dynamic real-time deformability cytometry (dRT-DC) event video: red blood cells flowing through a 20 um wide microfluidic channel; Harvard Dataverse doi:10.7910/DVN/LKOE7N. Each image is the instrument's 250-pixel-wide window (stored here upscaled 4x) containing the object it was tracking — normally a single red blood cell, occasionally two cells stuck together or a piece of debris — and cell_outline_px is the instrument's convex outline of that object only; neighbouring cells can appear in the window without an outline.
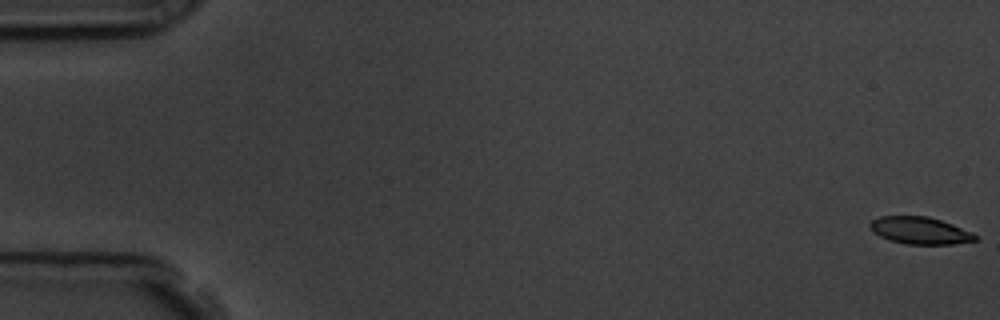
{"species": "common noctule bat (a hibernating species)", "species_latin": "Nyctalus noctula", "temperature_condition": "room temperature", "stored_images_in_passage": 58, "camera_frame_rate_fps": 3000, "um_per_image_px": 0.085, "animal": {"sex": "male", "body_mass_g": 19.5, "forearm_length_mm": 54.6}, "frame": {"image": 1, "passage_image": 1, "time_ms": 0.0, "image_size_px": [1000, 320], "cell_outline_px": [[980, 236], [976, 240], [952, 244], [904, 244], [888, 240], [872, 232], [868, 224], [872, 220], [880, 216], [928, 216], [952, 224], [972, 232]], "centroid_in_image_um": [78.18, 19.6], "position_along_channel_um": 6.8, "area_um2": 16.76}}
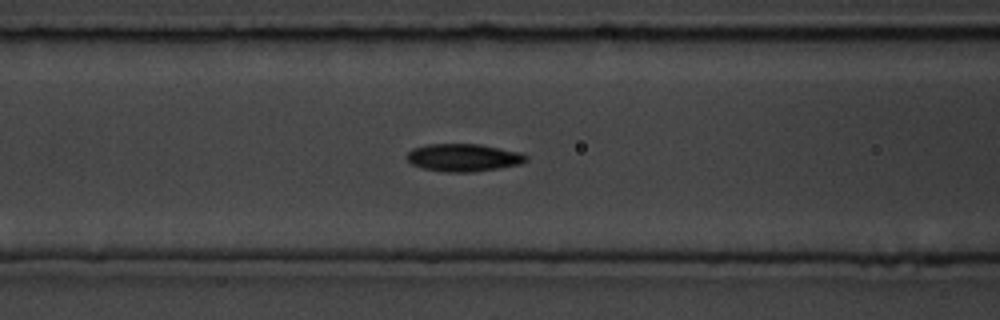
{"frame": {"image": 2, "passage_image": 24, "time_ms": 7.667, "image_size_px": [1000, 320], "cell_outline_px": [[528, 160], [520, 164], [500, 168], [472, 172], [444, 172], [424, 168], [412, 164], [404, 156], [412, 148], [428, 144], [480, 144], [520, 152], [528, 156]], "centroid_in_image_um": [39.39, 13.39], "position_along_channel_um": 127.2, "area_um2": 19.31}}
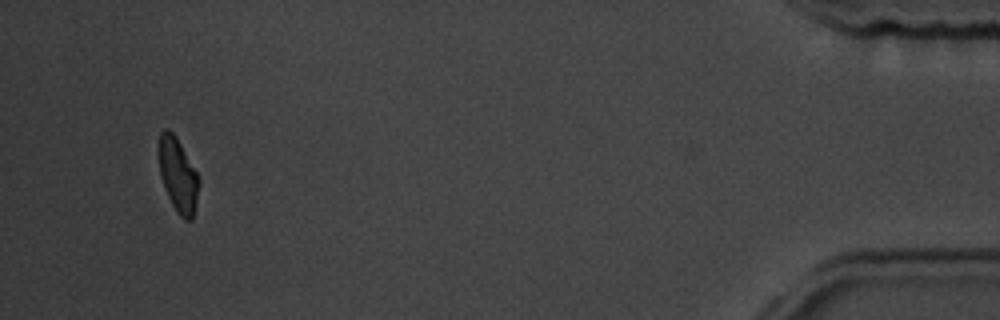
{"frame": {"image": 3, "passage_image": 55, "time_ms": 18.0, "image_size_px": [1000, 320], "cell_outline_px": [[200, 184], [192, 220], [184, 220], [176, 212], [168, 196], [160, 176], [156, 152], [160, 132], [164, 128], [168, 128], [176, 136], [196, 172], [200, 180]], "centroid_in_image_um": [15.08, 14.84], "position_along_channel_um": 420.1, "area_um2": 17.63}, "authors_computed_cell_mechanics": {"area_um2": 18.4671, "velocity_mm_per_s": 3.581, "shape_relaxation_time_tau1_ms": 4.0451, "shape_relaxation_time_tau2_ms": 2.1892, "deformation_change_tau1": 0.1251, "deformation_change_tau2": 0.0776}}